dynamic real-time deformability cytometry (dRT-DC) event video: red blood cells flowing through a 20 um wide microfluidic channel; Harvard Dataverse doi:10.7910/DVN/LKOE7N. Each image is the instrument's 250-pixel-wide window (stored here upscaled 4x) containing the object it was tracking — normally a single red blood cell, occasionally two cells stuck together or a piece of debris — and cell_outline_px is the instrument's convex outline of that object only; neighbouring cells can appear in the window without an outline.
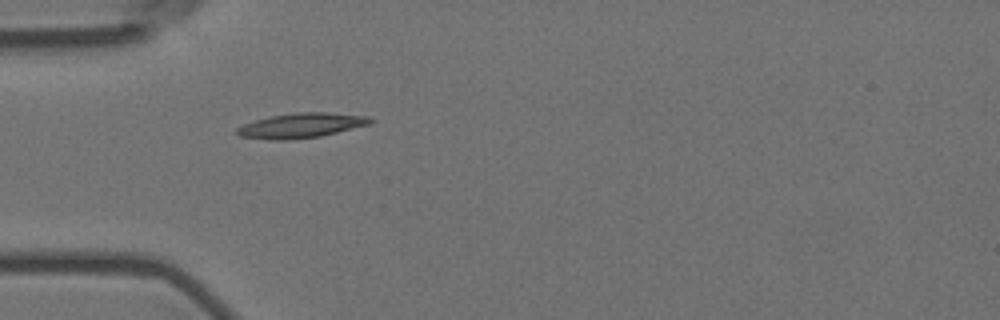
{"species": "Egyptian fruit bat (a non-hibernating species)", "species_latin": "Rousettus aegyptiacus", "temperature_condition": "room temperature", "stored_images_in_passage": 40, "camera_frame_rate_fps": 3000, "um_per_image_px": 0.085, "animal": {"sex": "female"}, "frame": {"image": 1, "passage_image": 1, "time_ms": 0.0, "image_size_px": [1000, 320], "cell_outline_px": [[376, 120], [368, 124], [320, 136], [284, 140], [268, 140], [240, 136], [236, 132], [236, 128], [244, 124], [256, 120], [272, 116], [296, 112], [328, 112], [368, 116]], "centroid_in_image_um": [25.59, 10.66], "position_along_channel_um": 59.4, "area_um2": 19.07}}
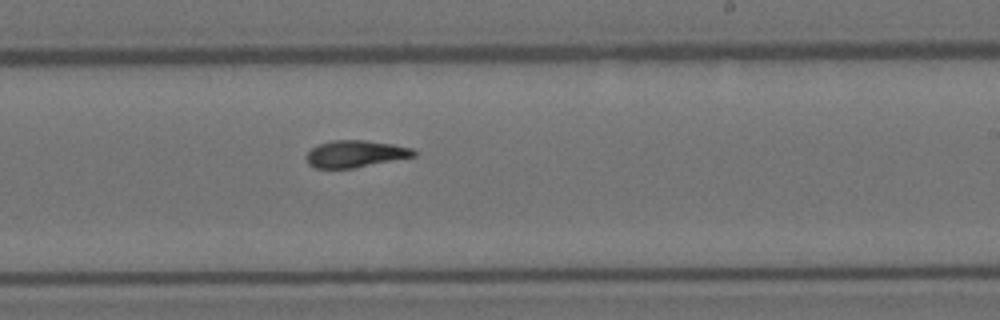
{"frame": {"image": 2, "passage_image": 18, "time_ms": 5.667, "image_size_px": [1000, 320], "cell_outline_px": [[416, 156], [352, 168], [316, 168], [308, 164], [304, 156], [312, 148], [320, 144], [332, 140], [364, 140], [392, 144], [412, 148], [416, 152]], "centroid_in_image_um": [30.18, 13.08], "position_along_channel_um": 258.8, "area_um2": 16.76}}
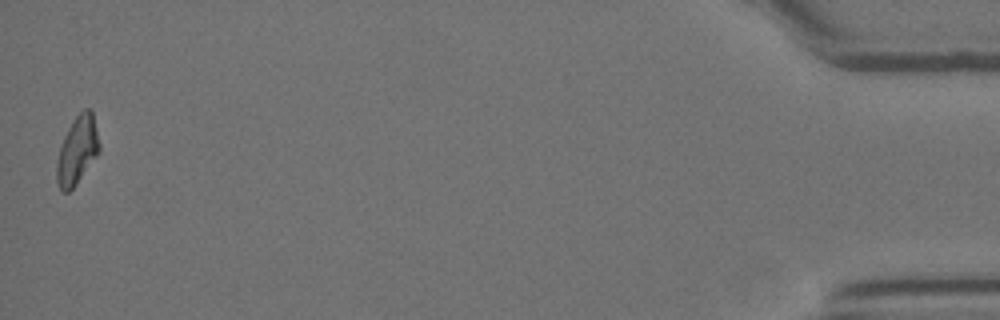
{"frame": {"image": 3, "passage_image": 40, "time_ms": 13.0, "image_size_px": [1000, 320], "cell_outline_px": [[100, 152], [76, 184], [68, 192], [60, 192], [56, 180], [56, 164], [60, 148], [64, 136], [68, 128], [76, 116], [84, 108], [88, 108], [92, 112], [100, 144]], "centroid_in_image_um": [6.56, 12.8], "position_along_channel_um": 428.6, "area_um2": 16.82}, "authors_computed_cell_mechanics": {"area_um2": 17.1377, "velocity_mm_per_s": 3.5831, "shape_relaxation_time_tau1_ms": null, "shape_relaxation_time_tau2_ms": 3.9761, "deformation_change_tau1": null, "deformation_change_tau2": 0.0934}}